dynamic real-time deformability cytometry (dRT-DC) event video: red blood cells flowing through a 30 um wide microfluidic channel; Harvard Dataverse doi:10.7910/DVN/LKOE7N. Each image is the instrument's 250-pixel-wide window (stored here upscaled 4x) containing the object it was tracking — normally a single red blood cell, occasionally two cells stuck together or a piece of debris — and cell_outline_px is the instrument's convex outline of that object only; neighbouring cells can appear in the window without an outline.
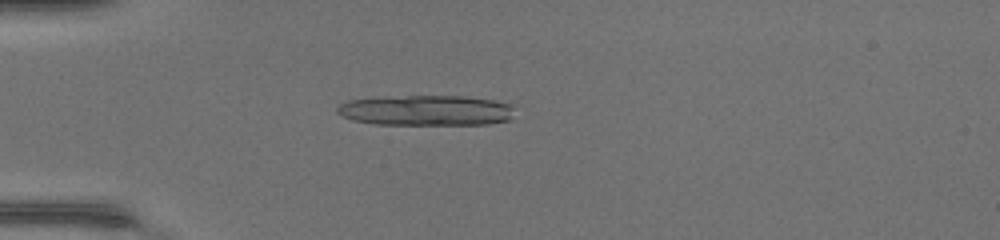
{"species": "common noctule bat (a hibernating species)", "species_latin": "Nyctalus noctula", "temperature_condition": "warm", "stored_images_in_passage": 47, "camera_frame_rate_fps": 3000, "um_per_image_px": 0.085, "animal": {"sex": "female", "body_mass_g": 17.0, "forearm_length_mm": 48.0}, "frame": {"image": 1, "passage_image": 14, "time_ms": 4.333, "image_size_px": [1000, 240], "cell_outline_px": [[512, 108], [508, 120], [488, 124], [376, 124], [352, 120], [336, 112], [336, 108], [340, 104], [348, 100], [376, 96], [464, 96], [492, 100], [508, 104]], "centroid_in_image_um": [36.12, 9.37], "position_along_channel_um": 48.9, "area_um2": 31.33}}